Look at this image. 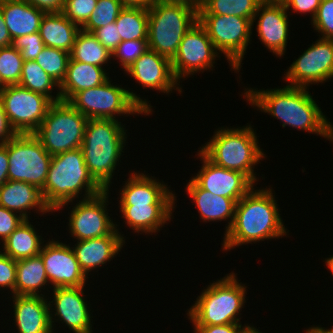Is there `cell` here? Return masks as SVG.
Here are the masks:
<instances>
[{
	"mask_svg": "<svg viewBox=\"0 0 333 333\" xmlns=\"http://www.w3.org/2000/svg\"><path fill=\"white\" fill-rule=\"evenodd\" d=\"M286 9L292 8L293 11L299 13L312 14L311 19L316 15L317 9L321 3V0H282Z\"/></svg>",
	"mask_w": 333,
	"mask_h": 333,
	"instance_id": "cell-46",
	"label": "cell"
},
{
	"mask_svg": "<svg viewBox=\"0 0 333 333\" xmlns=\"http://www.w3.org/2000/svg\"><path fill=\"white\" fill-rule=\"evenodd\" d=\"M175 204H133L119 206L125 224L134 232L151 234L158 232L171 219ZM174 206V207H173Z\"/></svg>",
	"mask_w": 333,
	"mask_h": 333,
	"instance_id": "cell-26",
	"label": "cell"
},
{
	"mask_svg": "<svg viewBox=\"0 0 333 333\" xmlns=\"http://www.w3.org/2000/svg\"><path fill=\"white\" fill-rule=\"evenodd\" d=\"M44 245L40 255L52 288L85 286L89 277L81 270L73 249L53 239Z\"/></svg>",
	"mask_w": 333,
	"mask_h": 333,
	"instance_id": "cell-16",
	"label": "cell"
},
{
	"mask_svg": "<svg viewBox=\"0 0 333 333\" xmlns=\"http://www.w3.org/2000/svg\"><path fill=\"white\" fill-rule=\"evenodd\" d=\"M47 283L49 280L40 254L17 261L15 295H43L40 292Z\"/></svg>",
	"mask_w": 333,
	"mask_h": 333,
	"instance_id": "cell-30",
	"label": "cell"
},
{
	"mask_svg": "<svg viewBox=\"0 0 333 333\" xmlns=\"http://www.w3.org/2000/svg\"><path fill=\"white\" fill-rule=\"evenodd\" d=\"M116 229L109 235L77 241L72 247L81 270L88 277V273L101 265L111 261L125 244L124 234Z\"/></svg>",
	"mask_w": 333,
	"mask_h": 333,
	"instance_id": "cell-23",
	"label": "cell"
},
{
	"mask_svg": "<svg viewBox=\"0 0 333 333\" xmlns=\"http://www.w3.org/2000/svg\"><path fill=\"white\" fill-rule=\"evenodd\" d=\"M23 62L21 52L13 45L0 48L1 89L7 85L19 84Z\"/></svg>",
	"mask_w": 333,
	"mask_h": 333,
	"instance_id": "cell-37",
	"label": "cell"
},
{
	"mask_svg": "<svg viewBox=\"0 0 333 333\" xmlns=\"http://www.w3.org/2000/svg\"><path fill=\"white\" fill-rule=\"evenodd\" d=\"M37 233L38 232L35 231L31 222L25 220L3 242L2 253L8 255L15 261L27 259L40 254L44 240H42V237Z\"/></svg>",
	"mask_w": 333,
	"mask_h": 333,
	"instance_id": "cell-31",
	"label": "cell"
},
{
	"mask_svg": "<svg viewBox=\"0 0 333 333\" xmlns=\"http://www.w3.org/2000/svg\"><path fill=\"white\" fill-rule=\"evenodd\" d=\"M127 88L111 84L108 79L100 86L75 93L68 102L88 119H116L127 114H152V106ZM119 114V115H116Z\"/></svg>",
	"mask_w": 333,
	"mask_h": 333,
	"instance_id": "cell-8",
	"label": "cell"
},
{
	"mask_svg": "<svg viewBox=\"0 0 333 333\" xmlns=\"http://www.w3.org/2000/svg\"><path fill=\"white\" fill-rule=\"evenodd\" d=\"M16 264L17 261L0 251V289L9 288L13 295H15Z\"/></svg>",
	"mask_w": 333,
	"mask_h": 333,
	"instance_id": "cell-43",
	"label": "cell"
},
{
	"mask_svg": "<svg viewBox=\"0 0 333 333\" xmlns=\"http://www.w3.org/2000/svg\"><path fill=\"white\" fill-rule=\"evenodd\" d=\"M88 118L68 101L53 102L33 135L51 155L79 149Z\"/></svg>",
	"mask_w": 333,
	"mask_h": 333,
	"instance_id": "cell-9",
	"label": "cell"
},
{
	"mask_svg": "<svg viewBox=\"0 0 333 333\" xmlns=\"http://www.w3.org/2000/svg\"><path fill=\"white\" fill-rule=\"evenodd\" d=\"M194 333H240L245 327L240 323L225 325H193Z\"/></svg>",
	"mask_w": 333,
	"mask_h": 333,
	"instance_id": "cell-47",
	"label": "cell"
},
{
	"mask_svg": "<svg viewBox=\"0 0 333 333\" xmlns=\"http://www.w3.org/2000/svg\"><path fill=\"white\" fill-rule=\"evenodd\" d=\"M80 29L62 12H49L43 16L39 32L45 46L70 53Z\"/></svg>",
	"mask_w": 333,
	"mask_h": 333,
	"instance_id": "cell-29",
	"label": "cell"
},
{
	"mask_svg": "<svg viewBox=\"0 0 333 333\" xmlns=\"http://www.w3.org/2000/svg\"><path fill=\"white\" fill-rule=\"evenodd\" d=\"M282 1H263L252 20V26L259 16L257 32L260 41L278 57L284 55L287 46L289 21Z\"/></svg>",
	"mask_w": 333,
	"mask_h": 333,
	"instance_id": "cell-19",
	"label": "cell"
},
{
	"mask_svg": "<svg viewBox=\"0 0 333 333\" xmlns=\"http://www.w3.org/2000/svg\"><path fill=\"white\" fill-rule=\"evenodd\" d=\"M124 6L120 0H97V5L82 30L92 32L116 21Z\"/></svg>",
	"mask_w": 333,
	"mask_h": 333,
	"instance_id": "cell-38",
	"label": "cell"
},
{
	"mask_svg": "<svg viewBox=\"0 0 333 333\" xmlns=\"http://www.w3.org/2000/svg\"><path fill=\"white\" fill-rule=\"evenodd\" d=\"M235 273L214 281L204 289L187 315L193 325H225L241 323L239 312L245 305L246 287Z\"/></svg>",
	"mask_w": 333,
	"mask_h": 333,
	"instance_id": "cell-6",
	"label": "cell"
},
{
	"mask_svg": "<svg viewBox=\"0 0 333 333\" xmlns=\"http://www.w3.org/2000/svg\"><path fill=\"white\" fill-rule=\"evenodd\" d=\"M12 42L13 40L9 34L8 28L5 25L4 16L0 7V48L10 46L12 45Z\"/></svg>",
	"mask_w": 333,
	"mask_h": 333,
	"instance_id": "cell-51",
	"label": "cell"
},
{
	"mask_svg": "<svg viewBox=\"0 0 333 333\" xmlns=\"http://www.w3.org/2000/svg\"><path fill=\"white\" fill-rule=\"evenodd\" d=\"M244 326H245V328L240 333H262V332H259V330L253 326L246 325V324Z\"/></svg>",
	"mask_w": 333,
	"mask_h": 333,
	"instance_id": "cell-55",
	"label": "cell"
},
{
	"mask_svg": "<svg viewBox=\"0 0 333 333\" xmlns=\"http://www.w3.org/2000/svg\"><path fill=\"white\" fill-rule=\"evenodd\" d=\"M154 1H156V0H154ZM159 1L168 3V0H159Z\"/></svg>",
	"mask_w": 333,
	"mask_h": 333,
	"instance_id": "cell-58",
	"label": "cell"
},
{
	"mask_svg": "<svg viewBox=\"0 0 333 333\" xmlns=\"http://www.w3.org/2000/svg\"><path fill=\"white\" fill-rule=\"evenodd\" d=\"M217 55L219 52L208 37L205 28L197 22L185 33L176 55L171 60L173 74L180 82V79H184L185 76L214 68L213 63Z\"/></svg>",
	"mask_w": 333,
	"mask_h": 333,
	"instance_id": "cell-13",
	"label": "cell"
},
{
	"mask_svg": "<svg viewBox=\"0 0 333 333\" xmlns=\"http://www.w3.org/2000/svg\"><path fill=\"white\" fill-rule=\"evenodd\" d=\"M198 156L203 164L192 180L200 188L238 202L254 187V183L245 174L215 165L200 150Z\"/></svg>",
	"mask_w": 333,
	"mask_h": 333,
	"instance_id": "cell-17",
	"label": "cell"
},
{
	"mask_svg": "<svg viewBox=\"0 0 333 333\" xmlns=\"http://www.w3.org/2000/svg\"><path fill=\"white\" fill-rule=\"evenodd\" d=\"M115 23L121 41L148 39V8L124 7Z\"/></svg>",
	"mask_w": 333,
	"mask_h": 333,
	"instance_id": "cell-34",
	"label": "cell"
},
{
	"mask_svg": "<svg viewBox=\"0 0 333 333\" xmlns=\"http://www.w3.org/2000/svg\"><path fill=\"white\" fill-rule=\"evenodd\" d=\"M111 57V52L91 32L79 30L70 52L72 60L102 67Z\"/></svg>",
	"mask_w": 333,
	"mask_h": 333,
	"instance_id": "cell-32",
	"label": "cell"
},
{
	"mask_svg": "<svg viewBox=\"0 0 333 333\" xmlns=\"http://www.w3.org/2000/svg\"><path fill=\"white\" fill-rule=\"evenodd\" d=\"M120 191V206L133 204H175L176 196L168 185L144 173L132 172Z\"/></svg>",
	"mask_w": 333,
	"mask_h": 333,
	"instance_id": "cell-21",
	"label": "cell"
},
{
	"mask_svg": "<svg viewBox=\"0 0 333 333\" xmlns=\"http://www.w3.org/2000/svg\"><path fill=\"white\" fill-rule=\"evenodd\" d=\"M91 33L110 52H113L121 43V37L115 22L94 29Z\"/></svg>",
	"mask_w": 333,
	"mask_h": 333,
	"instance_id": "cell-44",
	"label": "cell"
},
{
	"mask_svg": "<svg viewBox=\"0 0 333 333\" xmlns=\"http://www.w3.org/2000/svg\"><path fill=\"white\" fill-rule=\"evenodd\" d=\"M272 189L252 188L236 204L234 221L223 237L225 251L287 235Z\"/></svg>",
	"mask_w": 333,
	"mask_h": 333,
	"instance_id": "cell-2",
	"label": "cell"
},
{
	"mask_svg": "<svg viewBox=\"0 0 333 333\" xmlns=\"http://www.w3.org/2000/svg\"><path fill=\"white\" fill-rule=\"evenodd\" d=\"M198 22L205 28L216 50L227 58L232 70L239 72L251 41L252 22L247 18L226 15H198Z\"/></svg>",
	"mask_w": 333,
	"mask_h": 333,
	"instance_id": "cell-11",
	"label": "cell"
},
{
	"mask_svg": "<svg viewBox=\"0 0 333 333\" xmlns=\"http://www.w3.org/2000/svg\"><path fill=\"white\" fill-rule=\"evenodd\" d=\"M28 3L45 11L49 12H62L65 0H26Z\"/></svg>",
	"mask_w": 333,
	"mask_h": 333,
	"instance_id": "cell-49",
	"label": "cell"
},
{
	"mask_svg": "<svg viewBox=\"0 0 333 333\" xmlns=\"http://www.w3.org/2000/svg\"><path fill=\"white\" fill-rule=\"evenodd\" d=\"M307 89L287 85L271 90L250 88L245 90L244 96L249 104L283 122L282 127L289 125L333 142V125Z\"/></svg>",
	"mask_w": 333,
	"mask_h": 333,
	"instance_id": "cell-1",
	"label": "cell"
},
{
	"mask_svg": "<svg viewBox=\"0 0 333 333\" xmlns=\"http://www.w3.org/2000/svg\"><path fill=\"white\" fill-rule=\"evenodd\" d=\"M16 135L0 102V144H5Z\"/></svg>",
	"mask_w": 333,
	"mask_h": 333,
	"instance_id": "cell-48",
	"label": "cell"
},
{
	"mask_svg": "<svg viewBox=\"0 0 333 333\" xmlns=\"http://www.w3.org/2000/svg\"><path fill=\"white\" fill-rule=\"evenodd\" d=\"M154 0H120L124 7L128 8H148Z\"/></svg>",
	"mask_w": 333,
	"mask_h": 333,
	"instance_id": "cell-52",
	"label": "cell"
},
{
	"mask_svg": "<svg viewBox=\"0 0 333 333\" xmlns=\"http://www.w3.org/2000/svg\"><path fill=\"white\" fill-rule=\"evenodd\" d=\"M12 45L21 52L24 61H34L45 47L39 31L15 38Z\"/></svg>",
	"mask_w": 333,
	"mask_h": 333,
	"instance_id": "cell-42",
	"label": "cell"
},
{
	"mask_svg": "<svg viewBox=\"0 0 333 333\" xmlns=\"http://www.w3.org/2000/svg\"><path fill=\"white\" fill-rule=\"evenodd\" d=\"M325 260H326L325 264L327 265L328 269L330 270V273H332V276H333V255H332V257H329Z\"/></svg>",
	"mask_w": 333,
	"mask_h": 333,
	"instance_id": "cell-56",
	"label": "cell"
},
{
	"mask_svg": "<svg viewBox=\"0 0 333 333\" xmlns=\"http://www.w3.org/2000/svg\"><path fill=\"white\" fill-rule=\"evenodd\" d=\"M127 130L115 119H88L80 149L93 178L110 189L117 162L122 156Z\"/></svg>",
	"mask_w": 333,
	"mask_h": 333,
	"instance_id": "cell-4",
	"label": "cell"
},
{
	"mask_svg": "<svg viewBox=\"0 0 333 333\" xmlns=\"http://www.w3.org/2000/svg\"><path fill=\"white\" fill-rule=\"evenodd\" d=\"M239 128H219L200 151L215 165L239 171L255 183L258 178L253 166L260 163L265 154L252 126Z\"/></svg>",
	"mask_w": 333,
	"mask_h": 333,
	"instance_id": "cell-5",
	"label": "cell"
},
{
	"mask_svg": "<svg viewBox=\"0 0 333 333\" xmlns=\"http://www.w3.org/2000/svg\"><path fill=\"white\" fill-rule=\"evenodd\" d=\"M9 158L7 142L0 144V187L8 181Z\"/></svg>",
	"mask_w": 333,
	"mask_h": 333,
	"instance_id": "cell-50",
	"label": "cell"
},
{
	"mask_svg": "<svg viewBox=\"0 0 333 333\" xmlns=\"http://www.w3.org/2000/svg\"><path fill=\"white\" fill-rule=\"evenodd\" d=\"M83 199L100 194L105 189L90 174L82 150L66 151L52 156L51 164L41 190L45 203L52 211L61 210L79 194Z\"/></svg>",
	"mask_w": 333,
	"mask_h": 333,
	"instance_id": "cell-3",
	"label": "cell"
},
{
	"mask_svg": "<svg viewBox=\"0 0 333 333\" xmlns=\"http://www.w3.org/2000/svg\"><path fill=\"white\" fill-rule=\"evenodd\" d=\"M198 22V9L153 1L148 7V47L172 60L185 33Z\"/></svg>",
	"mask_w": 333,
	"mask_h": 333,
	"instance_id": "cell-7",
	"label": "cell"
},
{
	"mask_svg": "<svg viewBox=\"0 0 333 333\" xmlns=\"http://www.w3.org/2000/svg\"><path fill=\"white\" fill-rule=\"evenodd\" d=\"M97 0H65L62 13L80 28L88 21Z\"/></svg>",
	"mask_w": 333,
	"mask_h": 333,
	"instance_id": "cell-40",
	"label": "cell"
},
{
	"mask_svg": "<svg viewBox=\"0 0 333 333\" xmlns=\"http://www.w3.org/2000/svg\"><path fill=\"white\" fill-rule=\"evenodd\" d=\"M287 86L305 87L333 78V39L319 38L285 72Z\"/></svg>",
	"mask_w": 333,
	"mask_h": 333,
	"instance_id": "cell-14",
	"label": "cell"
},
{
	"mask_svg": "<svg viewBox=\"0 0 333 333\" xmlns=\"http://www.w3.org/2000/svg\"><path fill=\"white\" fill-rule=\"evenodd\" d=\"M83 288L84 286L53 288V300L48 301L49 309L55 311L54 314L50 311L52 327L53 323L56 322L53 317L57 316V320L65 323V326L67 325L74 333H92L91 312L85 297H83L85 294Z\"/></svg>",
	"mask_w": 333,
	"mask_h": 333,
	"instance_id": "cell-18",
	"label": "cell"
},
{
	"mask_svg": "<svg viewBox=\"0 0 333 333\" xmlns=\"http://www.w3.org/2000/svg\"><path fill=\"white\" fill-rule=\"evenodd\" d=\"M314 29L324 39H333V0H321L316 15L311 20Z\"/></svg>",
	"mask_w": 333,
	"mask_h": 333,
	"instance_id": "cell-41",
	"label": "cell"
},
{
	"mask_svg": "<svg viewBox=\"0 0 333 333\" xmlns=\"http://www.w3.org/2000/svg\"><path fill=\"white\" fill-rule=\"evenodd\" d=\"M24 221L22 216L0 206V240L4 242Z\"/></svg>",
	"mask_w": 333,
	"mask_h": 333,
	"instance_id": "cell-45",
	"label": "cell"
},
{
	"mask_svg": "<svg viewBox=\"0 0 333 333\" xmlns=\"http://www.w3.org/2000/svg\"><path fill=\"white\" fill-rule=\"evenodd\" d=\"M8 179L23 181L42 190L52 156L33 134H17L7 142Z\"/></svg>",
	"mask_w": 333,
	"mask_h": 333,
	"instance_id": "cell-10",
	"label": "cell"
},
{
	"mask_svg": "<svg viewBox=\"0 0 333 333\" xmlns=\"http://www.w3.org/2000/svg\"><path fill=\"white\" fill-rule=\"evenodd\" d=\"M125 73L137 80L143 88L159 90L167 95L172 93L173 89L182 93V88L178 87L180 82L173 74L171 60L150 49L140 56Z\"/></svg>",
	"mask_w": 333,
	"mask_h": 333,
	"instance_id": "cell-20",
	"label": "cell"
},
{
	"mask_svg": "<svg viewBox=\"0 0 333 333\" xmlns=\"http://www.w3.org/2000/svg\"><path fill=\"white\" fill-rule=\"evenodd\" d=\"M186 185L185 189L193 198L203 222L224 221L230 218L225 229L224 234H226L233 224L237 202L232 198L215 195L200 188L192 179Z\"/></svg>",
	"mask_w": 333,
	"mask_h": 333,
	"instance_id": "cell-25",
	"label": "cell"
},
{
	"mask_svg": "<svg viewBox=\"0 0 333 333\" xmlns=\"http://www.w3.org/2000/svg\"><path fill=\"white\" fill-rule=\"evenodd\" d=\"M306 333H333V328L325 329L324 327H319V326L310 327L306 330Z\"/></svg>",
	"mask_w": 333,
	"mask_h": 333,
	"instance_id": "cell-54",
	"label": "cell"
},
{
	"mask_svg": "<svg viewBox=\"0 0 333 333\" xmlns=\"http://www.w3.org/2000/svg\"><path fill=\"white\" fill-rule=\"evenodd\" d=\"M14 323L19 333H54L45 295H12Z\"/></svg>",
	"mask_w": 333,
	"mask_h": 333,
	"instance_id": "cell-22",
	"label": "cell"
},
{
	"mask_svg": "<svg viewBox=\"0 0 333 333\" xmlns=\"http://www.w3.org/2000/svg\"><path fill=\"white\" fill-rule=\"evenodd\" d=\"M0 102L10 125L17 134H33L53 103L48 97L19 84L2 88Z\"/></svg>",
	"mask_w": 333,
	"mask_h": 333,
	"instance_id": "cell-12",
	"label": "cell"
},
{
	"mask_svg": "<svg viewBox=\"0 0 333 333\" xmlns=\"http://www.w3.org/2000/svg\"><path fill=\"white\" fill-rule=\"evenodd\" d=\"M108 79L103 67L74 61L70 58L66 75L58 88L61 100L68 101L75 93L100 86Z\"/></svg>",
	"mask_w": 333,
	"mask_h": 333,
	"instance_id": "cell-28",
	"label": "cell"
},
{
	"mask_svg": "<svg viewBox=\"0 0 333 333\" xmlns=\"http://www.w3.org/2000/svg\"><path fill=\"white\" fill-rule=\"evenodd\" d=\"M263 1H282V0H263Z\"/></svg>",
	"mask_w": 333,
	"mask_h": 333,
	"instance_id": "cell-57",
	"label": "cell"
},
{
	"mask_svg": "<svg viewBox=\"0 0 333 333\" xmlns=\"http://www.w3.org/2000/svg\"><path fill=\"white\" fill-rule=\"evenodd\" d=\"M147 50H149L148 39L121 41L117 48L111 52V56L119 59L121 66L126 71Z\"/></svg>",
	"mask_w": 333,
	"mask_h": 333,
	"instance_id": "cell-39",
	"label": "cell"
},
{
	"mask_svg": "<svg viewBox=\"0 0 333 333\" xmlns=\"http://www.w3.org/2000/svg\"><path fill=\"white\" fill-rule=\"evenodd\" d=\"M69 59V52L45 46L35 61L60 85L66 75Z\"/></svg>",
	"mask_w": 333,
	"mask_h": 333,
	"instance_id": "cell-36",
	"label": "cell"
},
{
	"mask_svg": "<svg viewBox=\"0 0 333 333\" xmlns=\"http://www.w3.org/2000/svg\"><path fill=\"white\" fill-rule=\"evenodd\" d=\"M0 206L18 213L28 220V210L36 208L37 212H53L45 203L42 192L36 186L23 182L8 180L0 187Z\"/></svg>",
	"mask_w": 333,
	"mask_h": 333,
	"instance_id": "cell-24",
	"label": "cell"
},
{
	"mask_svg": "<svg viewBox=\"0 0 333 333\" xmlns=\"http://www.w3.org/2000/svg\"><path fill=\"white\" fill-rule=\"evenodd\" d=\"M263 0H202L198 15H226L249 19L251 22Z\"/></svg>",
	"mask_w": 333,
	"mask_h": 333,
	"instance_id": "cell-33",
	"label": "cell"
},
{
	"mask_svg": "<svg viewBox=\"0 0 333 333\" xmlns=\"http://www.w3.org/2000/svg\"><path fill=\"white\" fill-rule=\"evenodd\" d=\"M109 190L91 198L81 199L70 211L69 233L78 241L103 237L111 234L117 224L108 216Z\"/></svg>",
	"mask_w": 333,
	"mask_h": 333,
	"instance_id": "cell-15",
	"label": "cell"
},
{
	"mask_svg": "<svg viewBox=\"0 0 333 333\" xmlns=\"http://www.w3.org/2000/svg\"><path fill=\"white\" fill-rule=\"evenodd\" d=\"M0 7L12 40L38 32L46 13L26 0L2 1Z\"/></svg>",
	"mask_w": 333,
	"mask_h": 333,
	"instance_id": "cell-27",
	"label": "cell"
},
{
	"mask_svg": "<svg viewBox=\"0 0 333 333\" xmlns=\"http://www.w3.org/2000/svg\"><path fill=\"white\" fill-rule=\"evenodd\" d=\"M201 2L202 0H168V3H182L196 9L200 8Z\"/></svg>",
	"mask_w": 333,
	"mask_h": 333,
	"instance_id": "cell-53",
	"label": "cell"
},
{
	"mask_svg": "<svg viewBox=\"0 0 333 333\" xmlns=\"http://www.w3.org/2000/svg\"><path fill=\"white\" fill-rule=\"evenodd\" d=\"M19 85L48 97L52 102L61 101L60 92H57L55 97L52 95V90L55 89L53 87L59 88V84L35 60H26L23 62Z\"/></svg>",
	"mask_w": 333,
	"mask_h": 333,
	"instance_id": "cell-35",
	"label": "cell"
}]
</instances>
